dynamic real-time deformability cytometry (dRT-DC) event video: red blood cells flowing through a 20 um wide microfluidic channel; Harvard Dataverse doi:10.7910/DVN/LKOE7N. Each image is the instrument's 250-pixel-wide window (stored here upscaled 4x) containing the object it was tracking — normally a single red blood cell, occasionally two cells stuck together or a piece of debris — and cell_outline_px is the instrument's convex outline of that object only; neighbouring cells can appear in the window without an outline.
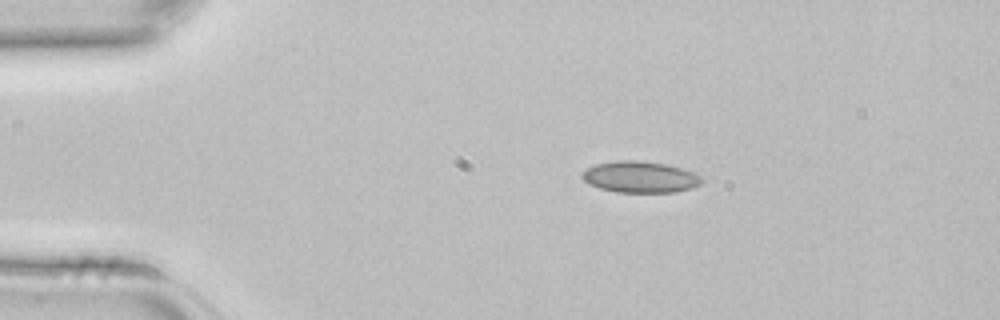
{"species": "common noctule bat (a hibernating species)", "species_latin": "Nyctalus noctula", "temperature_condition": "room temperature", "stored_images_in_passage": 2, "camera_frame_rate_fps": 3000, "um_per_image_px": 0.085, "animal": {"sex": "female", "body_mass_g": 22.7, "forearm_length_mm": 54.2}, "frame": {"image": 1, "passage_image": 1, "time_ms": 0.0, "image_size_px": [1000, 320], "cell_outline_px": [[704, 180], [700, 184], [692, 188], [676, 192], [616, 192], [600, 188], [588, 184], [580, 176], [580, 172], [596, 164], [616, 160], [640, 160], [668, 164], [696, 172]], "centroid_in_image_um": [54.42, 15.03], "position_along_channel_um": 30.6, "area_um2": 22.2}}